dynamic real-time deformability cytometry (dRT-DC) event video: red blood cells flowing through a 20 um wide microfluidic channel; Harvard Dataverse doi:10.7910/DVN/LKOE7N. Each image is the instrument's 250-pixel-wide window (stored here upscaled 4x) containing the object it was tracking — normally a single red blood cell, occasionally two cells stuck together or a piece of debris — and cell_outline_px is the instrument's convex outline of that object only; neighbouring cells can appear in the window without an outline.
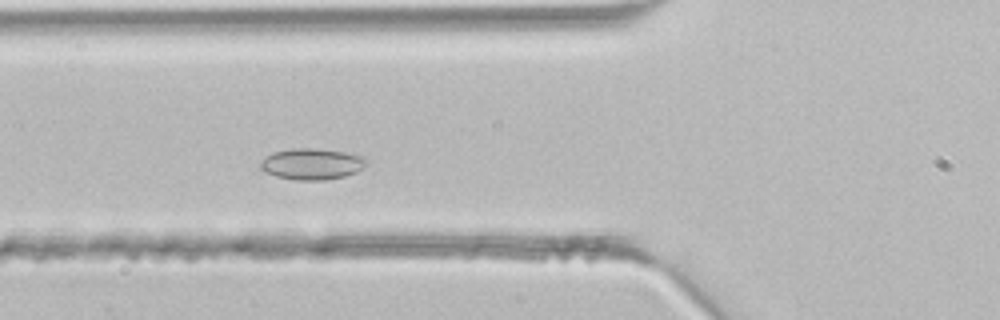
{"species": "common noctule bat (a hibernating species)", "species_latin": "Nyctalus noctula", "temperature_condition": "room temperature", "stored_images_in_passage": 33, "segment_of_instrument_passage": [1, 2], "camera_frame_rate_fps": 3000, "um_per_image_px": 0.085, "animal": {"sex": "male", "body_mass_g": 21.5, "forearm_length_mm": 52.0}, "frame": {"image": 1, "passage_image": 6, "time_ms": 1.667, "image_size_px": [1000, 320], "cell_outline_px": [[364, 168], [356, 172], [344, 176], [324, 180], [296, 180], [276, 176], [264, 172], [260, 168], [260, 160], [272, 152], [292, 148], [316, 148], [344, 152], [364, 156]], "centroid_in_image_um": [26.46, 13.93], "position_along_channel_um": 99.3, "area_um2": 19.31}}
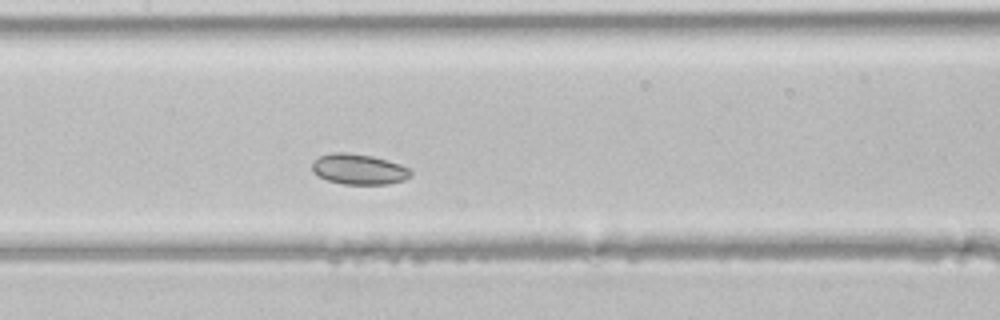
{"frame": {"image": 2, "passage_image": 11, "time_ms": 3.333, "image_size_px": [1000, 320], "cell_outline_px": [[412, 176], [404, 180], [388, 184], [344, 184], [328, 180], [312, 172], [312, 164], [320, 156], [332, 152], [348, 152], [372, 156], [388, 160], [412, 168]], "centroid_in_image_um": [30.55, 14.38], "position_along_channel_um": 176.8, "area_um2": 17.63}}
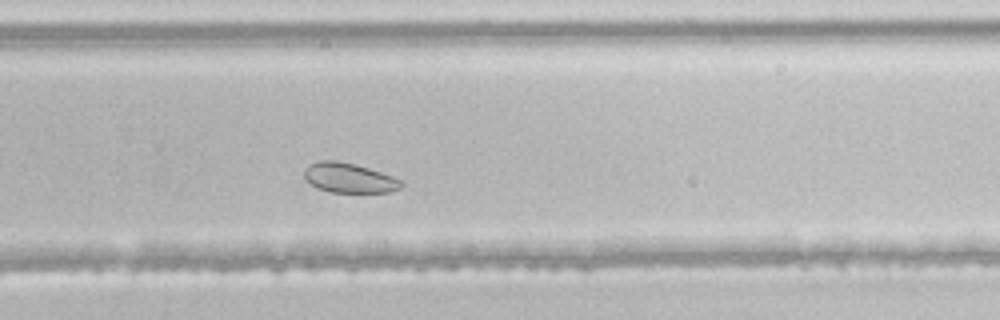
{"frame": {"image": 3, "passage_image": 19, "time_ms": 6.0, "image_size_px": [1000, 320], "cell_outline_px": [[404, 184], [400, 188], [388, 192], [332, 192], [316, 188], [304, 176], [304, 168], [308, 164], [320, 160], [336, 160], [356, 164], [392, 176], [400, 180]], "centroid_in_image_um": [29.65, 15.11], "position_along_channel_um": 300.2, "area_um2": 16.76}}